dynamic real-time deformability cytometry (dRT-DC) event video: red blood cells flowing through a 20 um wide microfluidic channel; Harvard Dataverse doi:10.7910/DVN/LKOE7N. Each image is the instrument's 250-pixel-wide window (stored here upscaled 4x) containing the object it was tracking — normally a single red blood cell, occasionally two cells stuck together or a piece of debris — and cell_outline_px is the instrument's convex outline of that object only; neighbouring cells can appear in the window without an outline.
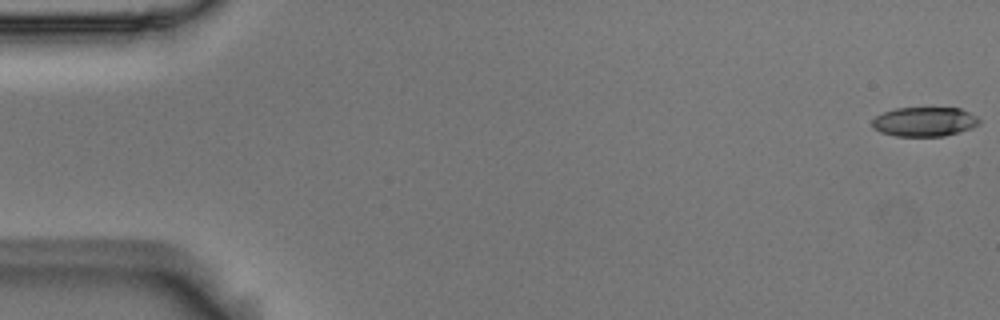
{"species": "Egyptian fruit bat (a non-hibernating species)", "species_latin": "Rousettus aegyptiacus", "temperature_condition": "room temperature", "stored_images_in_passage": 55, "camera_frame_rate_fps": 3000, "um_per_image_px": 0.085, "animal": {"sex": "male"}, "frame": {"image": 1, "passage_image": 1, "time_ms": 0.0, "image_size_px": [1000, 320], "cell_outline_px": [[980, 124], [972, 128], [944, 136], [896, 136], [880, 132], [872, 128], [872, 120], [876, 116], [884, 112], [896, 108], [960, 108], [976, 116], [980, 120]], "centroid_in_image_um": [78.57, 10.35], "position_along_channel_um": 6.4, "area_um2": 18.32}}
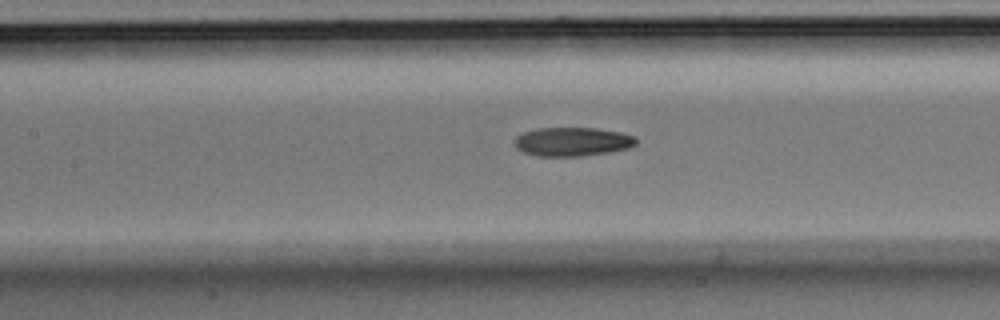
{"frame": {"image": 2, "passage_image": 25, "time_ms": 8.0, "image_size_px": [1000, 320], "cell_outline_px": [[636, 144], [628, 148], [608, 152], [580, 156], [536, 156], [524, 152], [516, 148], [512, 140], [520, 132], [536, 128], [596, 128], [620, 132], [636, 136]], "centroid_in_image_um": [48.59, 12.03], "position_along_channel_um": 158.8, "area_um2": 20.63}}
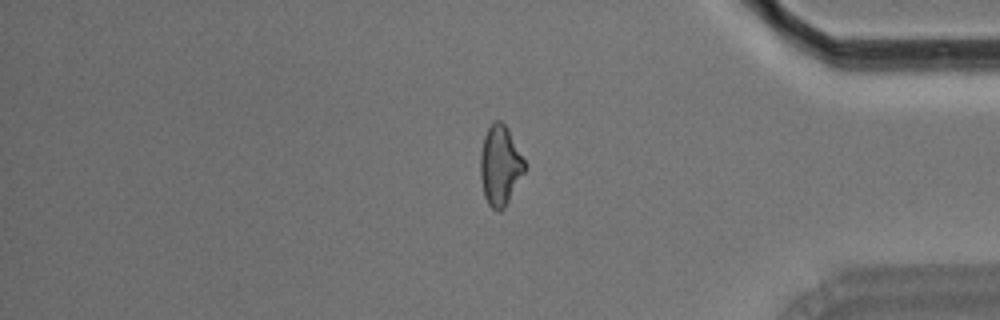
{"frame": {"image": 3, "passage_image": 46, "time_ms": 15.0, "image_size_px": [1000, 320], "cell_outline_px": [[528, 168], [504, 208], [500, 212], [496, 212], [488, 204], [484, 196], [480, 176], [480, 152], [484, 136], [492, 120], [500, 120], [508, 128]], "centroid_in_image_um": [42.51, 14.07], "position_along_channel_um": 392.7, "area_um2": 20.92}, "authors_computed_cell_mechanics": {"area_um2": 20.519, "velocity_mm_per_s": 3.6889, "shape_relaxation_time_tau1_ms": 9.6648, "shape_relaxation_time_tau2_ms": 4.264, "deformation_change_tau1": 0.206, "deformation_change_tau2": 0.1281}}